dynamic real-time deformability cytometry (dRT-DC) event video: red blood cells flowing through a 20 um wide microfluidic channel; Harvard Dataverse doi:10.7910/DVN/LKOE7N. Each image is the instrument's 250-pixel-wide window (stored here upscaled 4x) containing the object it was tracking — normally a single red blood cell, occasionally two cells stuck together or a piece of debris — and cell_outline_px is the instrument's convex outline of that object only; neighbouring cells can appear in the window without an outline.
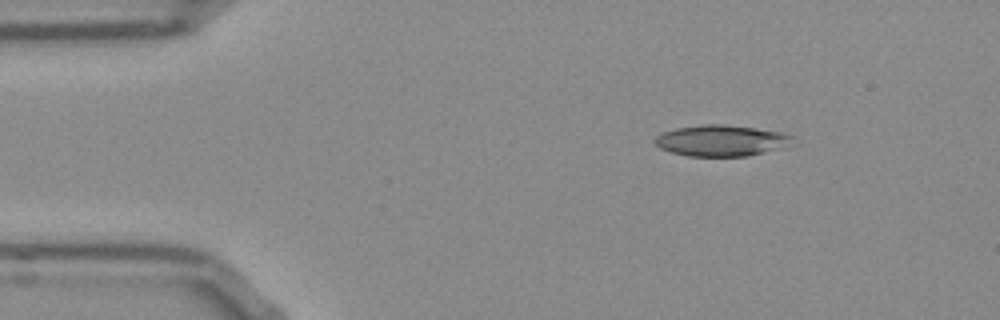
{"species": "Egyptian fruit bat (a non-hibernating species)", "species_latin": "Rousettus aegyptiacus", "temperature_condition": "room temperature", "stored_images_in_passage": 46, "camera_frame_rate_fps": 3000, "um_per_image_px": 0.085, "frame": {"image": 1, "passage_image": 1, "time_ms": 0.0, "image_size_px": [1000, 320], "cell_outline_px": [[796, 136], [784, 148], [748, 156], [688, 156], [672, 152], [660, 148], [652, 140], [656, 136], [664, 132], [676, 128], [704, 124], [720, 124], [756, 128], [784, 132]], "centroid_in_image_um": [61.34, 11.95], "position_along_channel_um": 23.7, "area_um2": 25.09}}
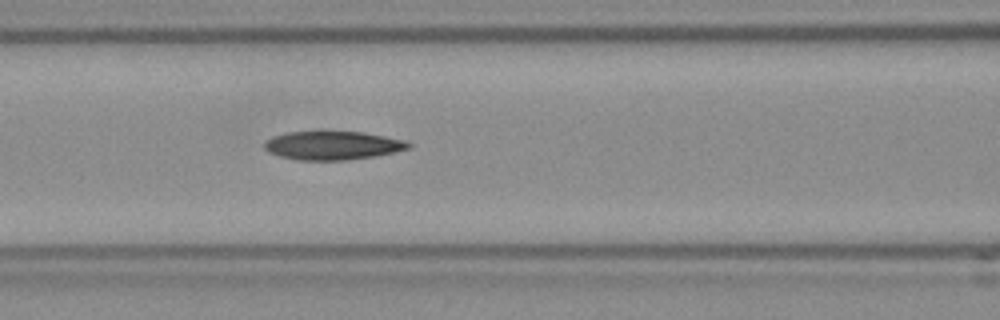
{"frame": {"image": 2, "passage_image": 15, "time_ms": 4.667, "image_size_px": [1000, 320], "cell_outline_px": [[412, 148], [396, 152], [376, 156], [348, 160], [296, 160], [280, 156], [268, 152], [264, 148], [264, 140], [272, 136], [288, 132], [320, 128], [324, 128], [364, 132], [408, 140], [412, 144]], "centroid_in_image_um": [28.29, 12.31], "position_along_channel_um": 138.3, "area_um2": 25.49}}
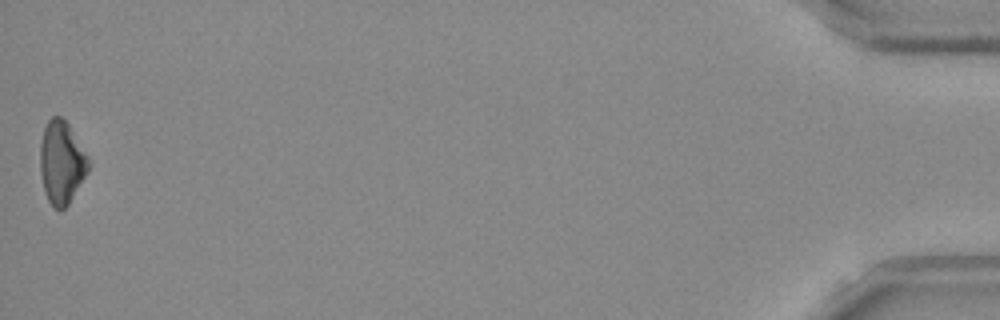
{"frame": {"image": 3, "passage_image": 46, "time_ms": 15.0, "image_size_px": [1000, 320], "cell_outline_px": [[92, 164], [88, 172], [68, 204], [64, 208], [56, 208], [48, 200], [44, 192], [40, 172], [40, 144], [44, 128], [48, 120], [52, 116], [60, 116], [68, 124], [88, 156]], "centroid_in_image_um": [5.24, 13.79], "position_along_channel_um": 430.0, "area_um2": 23.29}}